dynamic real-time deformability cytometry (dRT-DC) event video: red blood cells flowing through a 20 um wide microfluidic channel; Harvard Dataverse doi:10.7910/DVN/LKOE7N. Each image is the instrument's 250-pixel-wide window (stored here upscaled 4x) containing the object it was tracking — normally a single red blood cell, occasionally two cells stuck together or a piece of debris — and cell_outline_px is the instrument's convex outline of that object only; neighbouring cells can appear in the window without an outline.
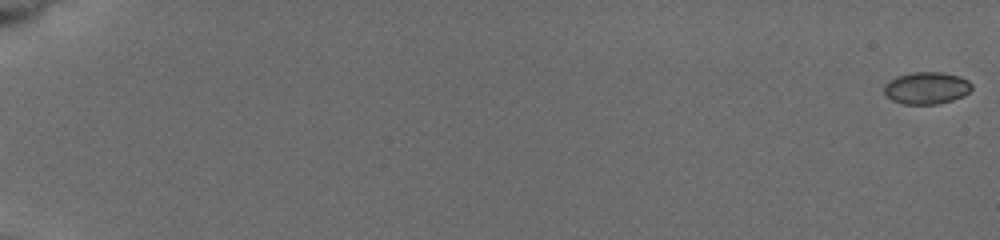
{"species": "common noctule bat (a hibernating species)", "species_latin": "Nyctalus noctula", "temperature_condition": "cold", "stored_images_in_passage": 11, "camera_frame_rate_fps": 3000, "um_per_image_px": 0.085, "animal": {"sex": "female", "body_mass_g": 19.5, "forearm_length_mm": 54.1}, "frame": {"image": 1, "passage_image": 1, "time_ms": 0.0, "image_size_px": [1000, 240], "cell_outline_px": [[972, 88], [964, 96], [952, 100], [936, 104], [904, 104], [892, 100], [884, 92], [884, 84], [896, 76], [912, 72], [940, 72], [960, 76], [968, 80], [972, 84]], "centroid_in_image_um": [78.76, 7.47], "position_along_channel_um": 6.2, "area_um2": 16.42}}
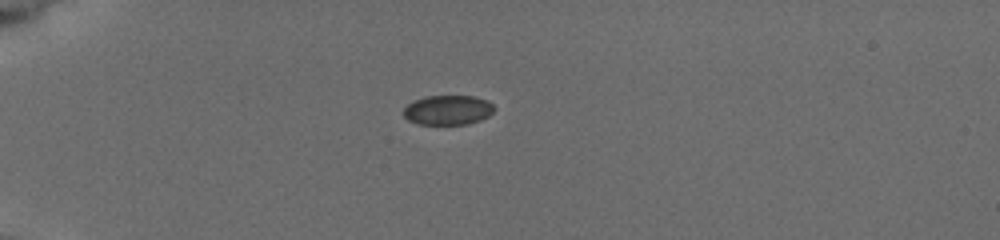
{"frame": {"image": 2, "passage_image": 7, "time_ms": 5.667, "image_size_px": [1000, 240], "cell_outline_px": [[496, 108], [488, 116], [480, 120], [468, 124], [416, 124], [408, 120], [404, 116], [404, 108], [412, 100], [424, 96], [476, 96], [488, 100]], "centroid_in_image_um": [38.07, 9.34], "position_along_channel_um": 46.9, "area_um2": 15.84}}
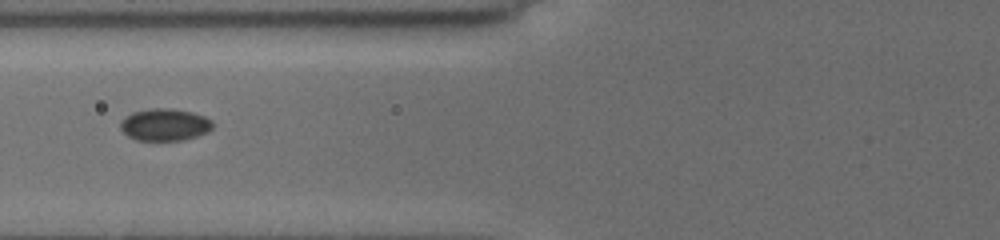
{"frame": {"image": 3, "passage_image": 10, "time_ms": 8.333, "image_size_px": [1000, 240], "cell_outline_px": [[212, 128], [208, 132], [184, 140], [136, 140], [128, 136], [120, 128], [120, 124], [132, 112], [152, 108], [168, 108], [192, 112], [204, 116], [212, 120]], "centroid_in_image_um": [14.03, 10.6], "position_along_channel_um": 111.8, "area_um2": 17.11}}